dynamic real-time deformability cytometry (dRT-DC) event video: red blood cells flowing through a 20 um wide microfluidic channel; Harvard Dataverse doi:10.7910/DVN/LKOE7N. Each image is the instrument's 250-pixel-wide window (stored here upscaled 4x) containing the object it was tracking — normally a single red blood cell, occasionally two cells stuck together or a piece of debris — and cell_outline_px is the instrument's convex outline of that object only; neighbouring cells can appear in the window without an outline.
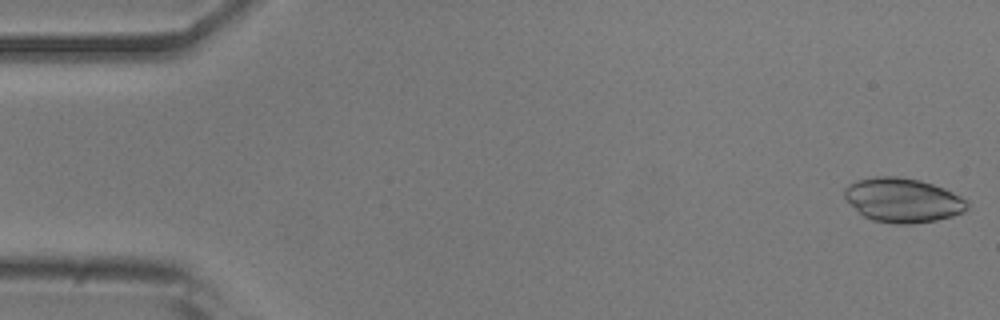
{"species": "common noctule bat (a hibernating species)", "species_latin": "Nyctalus noctula", "temperature_condition": "room temperature", "stored_images_in_passage": 15, "camera_frame_rate_fps": 3000, "um_per_image_px": 0.085, "animal": {"sex": "male", "body_mass_g": 20.5, "forearm_length_mm": 52.5}, "frame": {"image": 1, "passage_image": 1, "time_ms": 0.0, "image_size_px": [1000, 320], "cell_outline_px": [[968, 208], [964, 212], [952, 216], [936, 220], [912, 224], [892, 224], [872, 220], [864, 216], [844, 196], [844, 188], [848, 184], [856, 180], [876, 176], [896, 176], [920, 180], [944, 188], [960, 196], [968, 204]], "centroid_in_image_um": [76.73, 17.01], "position_along_channel_um": 8.3, "area_um2": 31.56}}
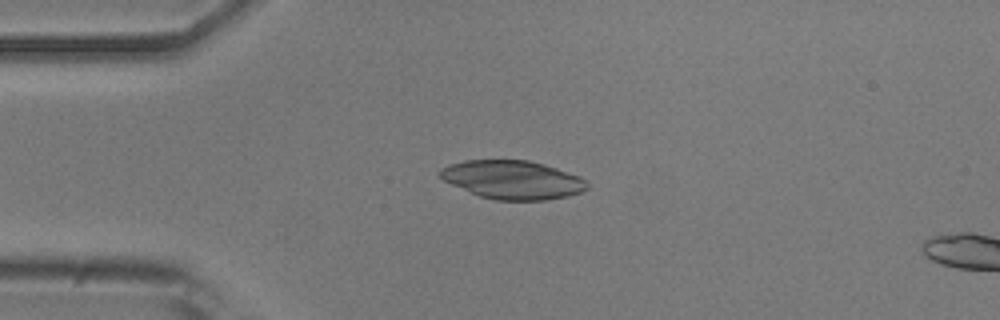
{"frame": {"image": 2, "passage_image": 12, "time_ms": 3.667, "image_size_px": [1000, 320], "cell_outline_px": [[588, 188], [580, 192], [568, 196], [544, 200], [496, 200], [480, 196], [452, 184], [444, 180], [440, 176], [440, 168], [448, 164], [464, 160], [528, 160], [544, 164], [580, 176], [588, 184]], "centroid_in_image_um": [43.57, 15.27], "position_along_channel_um": 41.4, "area_um2": 32.83}}